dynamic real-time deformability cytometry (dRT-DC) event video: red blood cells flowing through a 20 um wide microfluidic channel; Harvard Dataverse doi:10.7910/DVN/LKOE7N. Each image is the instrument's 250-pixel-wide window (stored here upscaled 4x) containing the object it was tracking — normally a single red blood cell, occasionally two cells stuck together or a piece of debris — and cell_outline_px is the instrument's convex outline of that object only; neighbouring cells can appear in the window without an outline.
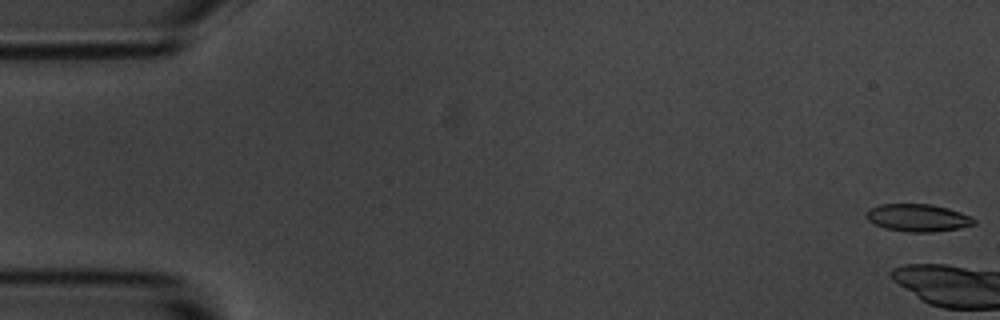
{"species": "common noctule bat (a hibernating species)", "species_latin": "Nyctalus noctula", "temperature_condition": "room temperature", "stored_images_in_passage": 6, "camera_frame_rate_fps": 3000, "um_per_image_px": 0.085, "animal": {"sex": "male", "body_mass_g": 20.1, "forearm_length_mm": 53.5}, "frame": {"image": 1, "passage_image": 1, "time_ms": 0.0, "image_size_px": [1000, 320], "cell_outline_px": [[976, 224], [960, 228], [932, 232], [908, 232], [884, 228], [868, 220], [864, 216], [864, 212], [868, 208], [880, 204], [932, 204], [948, 208], [972, 216], [976, 220]], "centroid_in_image_um": [78.0, 18.5], "position_along_channel_um": 7.0, "area_um2": 17.51}}